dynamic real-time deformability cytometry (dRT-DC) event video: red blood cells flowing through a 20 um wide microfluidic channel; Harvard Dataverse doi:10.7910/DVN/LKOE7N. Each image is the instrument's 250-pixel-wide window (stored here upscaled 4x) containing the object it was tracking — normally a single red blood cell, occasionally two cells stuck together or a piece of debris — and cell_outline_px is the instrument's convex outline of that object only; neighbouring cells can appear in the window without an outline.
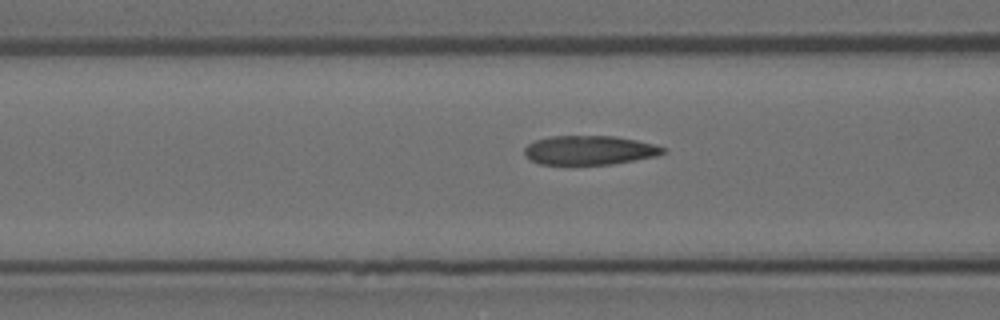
{"species": "Egyptian fruit bat (a non-hibernating species)", "species_latin": "Rousettus aegyptiacus", "temperature_condition": "room temperature", "stored_images_in_passage": 20, "camera_frame_rate_fps": 3000, "um_per_image_px": 0.085, "animal": {"sex": "female"}, "frame": {"image": 1, "passage_image": 12, "time_ms": 3.667, "image_size_px": [1000, 320], "cell_outline_px": [[668, 148], [664, 152], [656, 156], [612, 164], [540, 164], [528, 160], [524, 156], [524, 148], [528, 144], [536, 140], [552, 136], [612, 136], [636, 140]], "centroid_in_image_um": [50.07, 12.77], "position_along_channel_um": 116.5, "area_um2": 23.47}}